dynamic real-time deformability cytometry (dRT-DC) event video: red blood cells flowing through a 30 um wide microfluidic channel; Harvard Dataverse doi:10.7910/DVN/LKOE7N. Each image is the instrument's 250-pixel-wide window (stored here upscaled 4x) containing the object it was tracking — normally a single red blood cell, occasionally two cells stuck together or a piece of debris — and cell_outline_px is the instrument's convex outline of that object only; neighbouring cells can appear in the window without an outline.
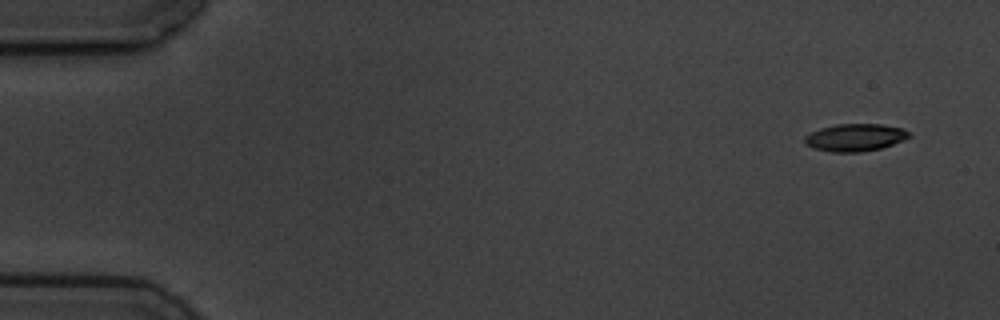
{"species": "common noctule bat (a hibernating species)", "species_latin": "Nyctalus noctula", "temperature_condition": "cold", "stored_images_in_passage": 5, "camera_frame_rate_fps": 3000, "um_per_image_px": 0.085, "animal": {"sex": "male", "body_mass_g": 19.5, "forearm_length_mm": 54.6}, "frame": {"image": 1, "passage_image": 1, "time_ms": 0.0, "image_size_px": [1000, 320], "cell_outline_px": [[912, 136], [904, 140], [880, 148], [860, 152], [832, 152], [812, 148], [804, 144], [804, 136], [820, 128], [836, 124], [880, 124], [904, 128], [912, 132]], "centroid_in_image_um": [72.7, 11.68], "position_along_channel_um": 12.3, "area_um2": 16.88}}
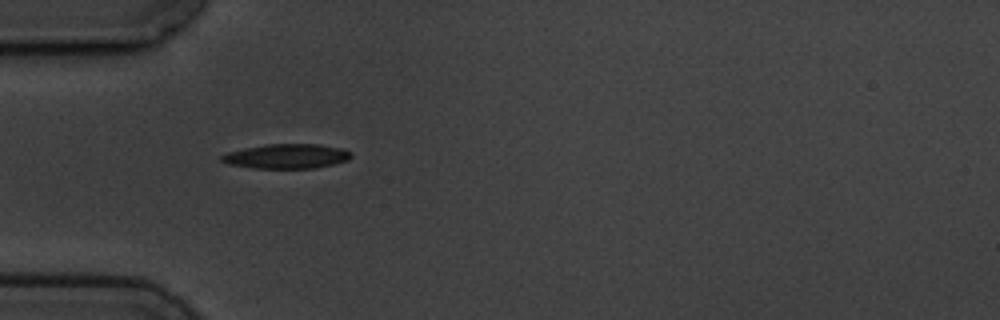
{"frame": {"image": 2, "passage_image": 5, "time_ms": 4.667, "image_size_px": [1000, 320], "cell_outline_px": [[352, 156], [348, 160], [316, 168], [252, 168], [228, 164], [220, 160], [220, 156], [228, 152], [244, 148], [268, 144], [320, 144], [340, 148], [352, 152]], "centroid_in_image_um": [24.36, 13.28], "position_along_channel_um": 60.6, "area_um2": 18.55}}